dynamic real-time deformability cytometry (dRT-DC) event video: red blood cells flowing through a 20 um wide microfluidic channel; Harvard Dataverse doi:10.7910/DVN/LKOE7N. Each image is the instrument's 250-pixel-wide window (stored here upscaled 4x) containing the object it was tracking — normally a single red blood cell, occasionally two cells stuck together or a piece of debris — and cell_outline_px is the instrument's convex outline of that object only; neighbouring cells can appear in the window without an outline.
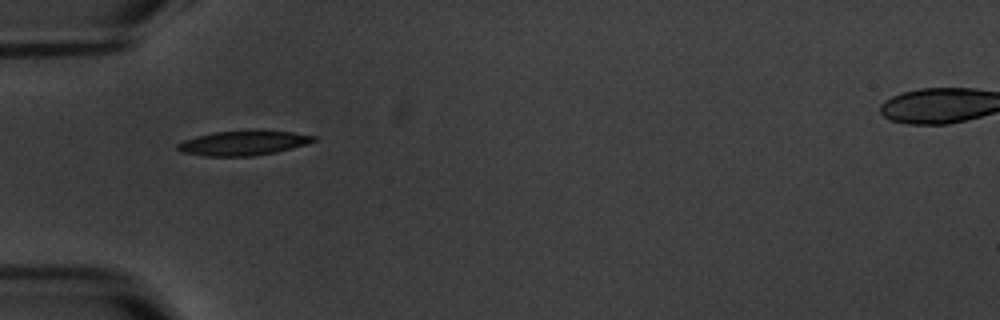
{"species": "common noctule bat (a hibernating species)", "species_latin": "Nyctalus noctula", "temperature_condition": "warm", "stored_images_in_passage": 1, "camera_frame_rate_fps": 3000, "um_per_image_px": 0.085, "animal": {"sex": "male", "body_mass_g": 20.1, "forearm_length_mm": 53.5}, "frame": {"image": 1, "passage_image": 1, "time_ms": 0.0, "image_size_px": [1000, 320], "cell_outline_px": [[316, 140], [292, 148], [276, 152], [256, 156], [204, 156], [180, 152], [176, 148], [176, 144], [184, 140], [196, 136], [212, 132], [256, 128], [292, 132], [316, 136]], "centroid_in_image_um": [20.66, 12.13], "position_along_channel_um": 64.3, "area_um2": 20.17}}